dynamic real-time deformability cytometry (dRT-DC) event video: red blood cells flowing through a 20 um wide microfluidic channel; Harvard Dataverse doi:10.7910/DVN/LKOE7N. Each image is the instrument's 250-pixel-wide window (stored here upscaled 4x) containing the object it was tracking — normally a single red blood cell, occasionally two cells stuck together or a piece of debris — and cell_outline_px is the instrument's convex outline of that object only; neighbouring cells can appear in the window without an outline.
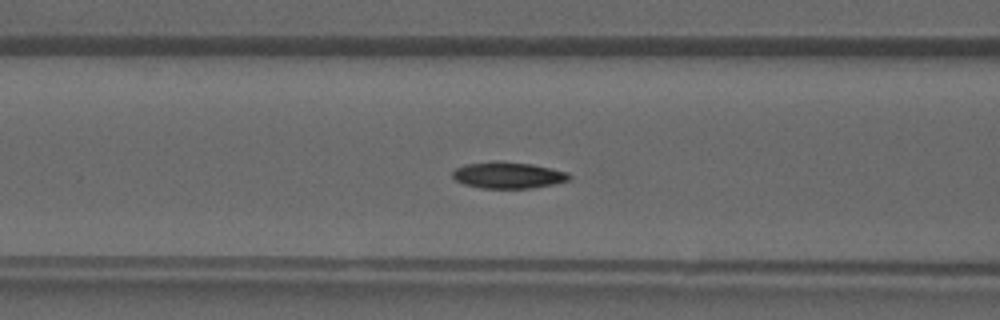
{"species": "common noctule bat (a hibernating species)", "species_latin": "Nyctalus noctula", "temperature_condition": "warm", "stored_images_in_passage": 41, "camera_frame_rate_fps": 3000, "um_per_image_px": 0.085, "animal": {"sex": "male", "forearm_length_mm": 52.5}, "frame": {"image": 1, "passage_image": 17, "time_ms": 5.333, "image_size_px": [1000, 320], "cell_outline_px": [[572, 180], [556, 184], [532, 188], [480, 188], [464, 184], [456, 180], [452, 176], [452, 172], [456, 168], [464, 164], [492, 160], [500, 160], [532, 164], [552, 168], [568, 172], [572, 176]], "centroid_in_image_um": [43.22, 14.88], "position_along_channel_um": 123.4, "area_um2": 18.44}}
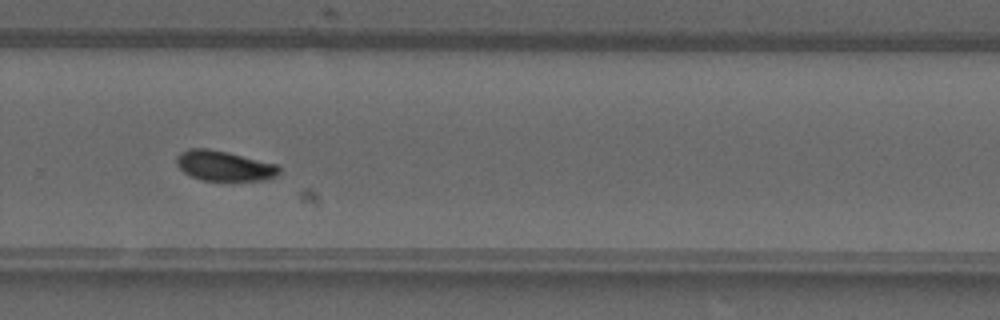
{"frame": {"image": 2, "passage_image": 28, "time_ms": 9.0, "image_size_px": [1000, 320], "cell_outline_px": [[280, 172], [276, 176], [264, 180], [204, 180], [192, 176], [184, 172], [176, 164], [176, 156], [180, 152], [188, 148], [208, 148], [228, 152], [276, 164], [280, 168]], "centroid_in_image_um": [19.03, 14.08], "position_along_channel_um": 310.8, "area_um2": 17.92}}
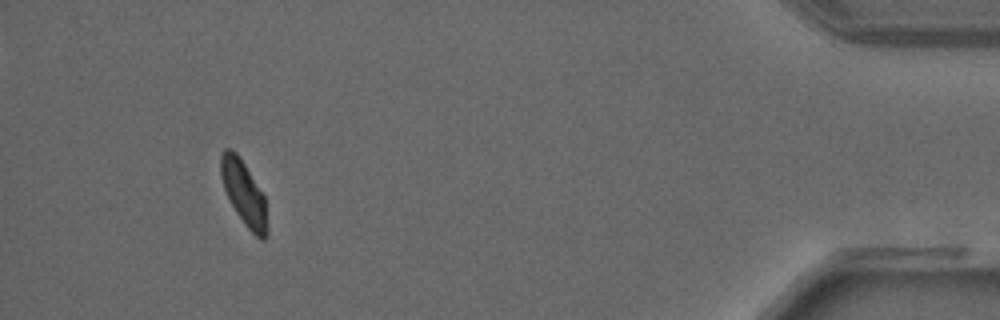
{"frame": {"image": 3, "passage_image": 38, "time_ms": 12.333, "image_size_px": [1000, 320], "cell_outline_px": [[268, 232], [264, 240], [260, 240], [244, 224], [236, 212], [224, 188], [220, 176], [220, 156], [224, 148], [232, 148], [236, 152], [244, 164], [264, 196], [268, 228]], "centroid_in_image_um": [20.72, 16.42], "position_along_channel_um": 414.5, "area_um2": 17.22}}